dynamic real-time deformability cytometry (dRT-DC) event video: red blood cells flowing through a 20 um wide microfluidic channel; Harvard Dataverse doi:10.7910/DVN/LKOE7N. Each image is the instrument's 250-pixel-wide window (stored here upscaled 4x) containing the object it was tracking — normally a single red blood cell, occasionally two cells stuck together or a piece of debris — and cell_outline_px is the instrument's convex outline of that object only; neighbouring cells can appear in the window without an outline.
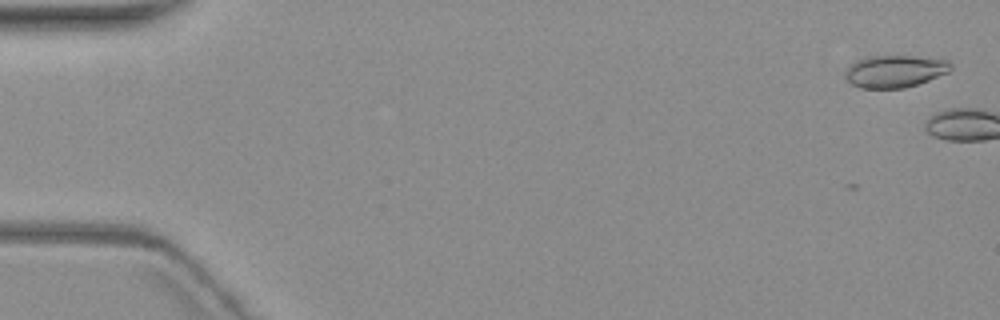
{"species": "common noctule bat (a hibernating species)", "species_latin": "Nyctalus noctula", "temperature_condition": "warm", "stored_images_in_passage": 5, "camera_frame_rate_fps": 3000, "um_per_image_px": 0.085, "animal": {"sex": "female", "body_mass_g": 19.3, "forearm_length_mm": 54.1}, "frame": {"image": 1, "passage_image": 1, "time_ms": 0.0, "image_size_px": [1000, 320], "cell_outline_px": [[952, 68], [948, 72], [928, 80], [904, 88], [860, 88], [852, 84], [844, 76], [848, 68], [856, 60], [868, 56], [908, 56], [948, 60], [952, 64]], "centroid_in_image_um": [76.06, 6.06], "position_along_channel_um": 8.9, "area_um2": 19.59}}
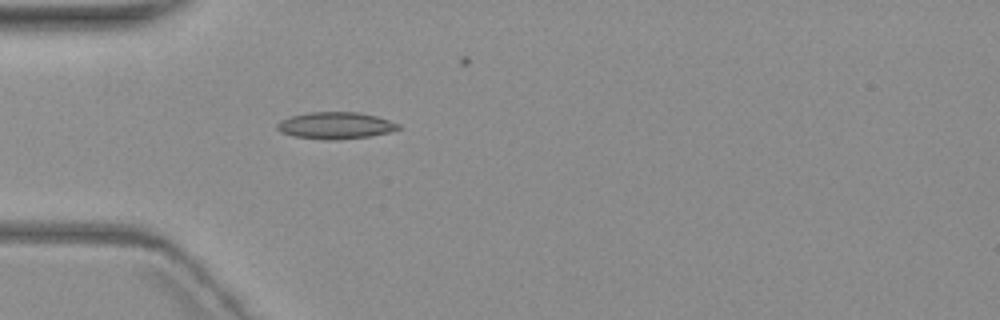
{"frame": {"image": 2, "passage_image": 5, "time_ms": 6.667, "image_size_px": [1000, 320], "cell_outline_px": [[400, 128], [388, 132], [368, 136], [332, 140], [324, 140], [292, 136], [280, 132], [276, 128], [276, 124], [280, 120], [292, 116], [312, 112], [360, 112], [376, 116], [400, 124]], "centroid_in_image_um": [28.48, 10.67], "position_along_channel_um": 56.5, "area_um2": 18.84}}